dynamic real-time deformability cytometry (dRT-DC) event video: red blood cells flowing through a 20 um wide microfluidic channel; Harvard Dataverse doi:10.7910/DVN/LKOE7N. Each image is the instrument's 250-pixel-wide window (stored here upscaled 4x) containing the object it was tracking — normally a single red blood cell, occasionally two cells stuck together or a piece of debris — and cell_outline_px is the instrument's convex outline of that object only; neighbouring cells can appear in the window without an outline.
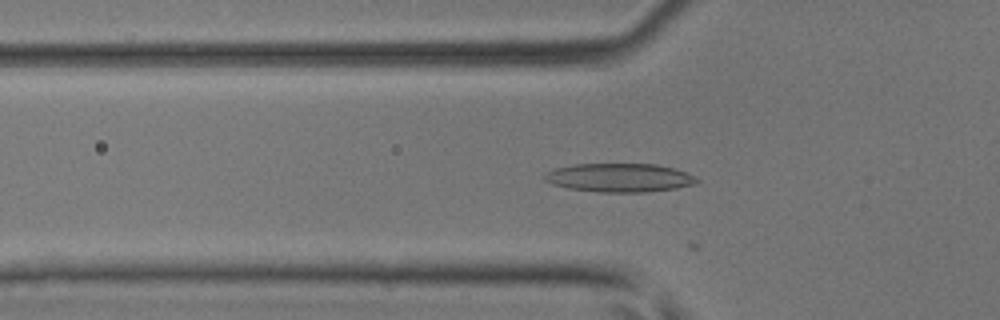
{"species": "common noctule bat (a hibernating species)", "species_latin": "Nyctalus noctula", "temperature_condition": "room temperature", "stored_images_in_passage": 19, "camera_frame_rate_fps": 3000, "um_per_image_px": 0.085, "animal": {"sex": "male", "body_mass_g": 17.9, "forearm_length_mm": 54.2}, "frame": {"image": 1, "passage_image": 16, "time_ms": 5.0, "image_size_px": [1000, 320], "cell_outline_px": [[700, 180], [696, 184], [676, 188], [644, 192], [600, 192], [568, 188], [552, 184], [544, 180], [544, 172], [552, 168], [572, 164], [656, 164], [672, 168], [696, 176]], "centroid_in_image_um": [52.61, 15.1], "position_along_channel_um": 73.2, "area_um2": 25.55}}